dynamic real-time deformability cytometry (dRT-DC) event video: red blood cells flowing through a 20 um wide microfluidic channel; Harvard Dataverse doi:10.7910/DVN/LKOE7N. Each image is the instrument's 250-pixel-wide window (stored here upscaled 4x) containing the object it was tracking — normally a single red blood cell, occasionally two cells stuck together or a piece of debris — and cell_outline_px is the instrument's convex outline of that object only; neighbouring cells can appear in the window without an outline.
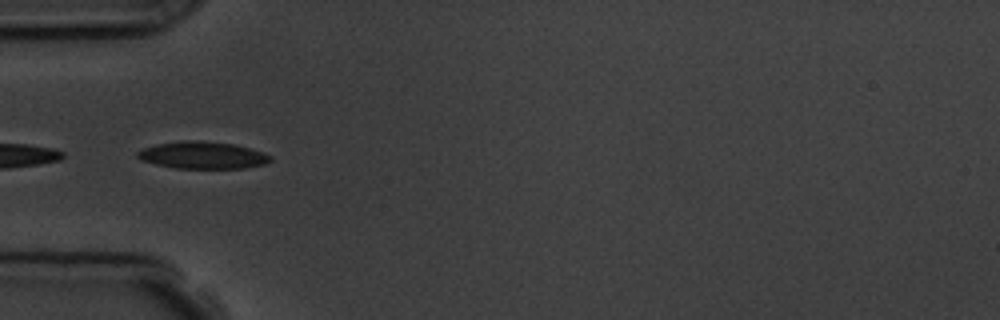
{"species": "common noctule bat (a hibernating species)", "species_latin": "Nyctalus noctula", "temperature_condition": "room temperature", "stored_images_in_passage": 5, "camera_frame_rate_fps": 3000, "um_per_image_px": 0.085, "animal": {"sex": "male", "body_mass_g": 19.5, "forearm_length_mm": 54.6}, "frame": {"image": 1, "passage_image": 4, "time_ms": 3.333, "image_size_px": [1000, 320], "cell_outline_px": [[272, 160], [264, 164], [244, 168], [176, 168], [156, 164], [140, 160], [136, 156], [136, 152], [144, 148], [156, 144], [184, 140], [200, 140], [232, 144], [264, 152], [272, 156]], "centroid_in_image_um": [17.21, 13.19], "position_along_channel_um": 67.8, "area_um2": 20.98}}